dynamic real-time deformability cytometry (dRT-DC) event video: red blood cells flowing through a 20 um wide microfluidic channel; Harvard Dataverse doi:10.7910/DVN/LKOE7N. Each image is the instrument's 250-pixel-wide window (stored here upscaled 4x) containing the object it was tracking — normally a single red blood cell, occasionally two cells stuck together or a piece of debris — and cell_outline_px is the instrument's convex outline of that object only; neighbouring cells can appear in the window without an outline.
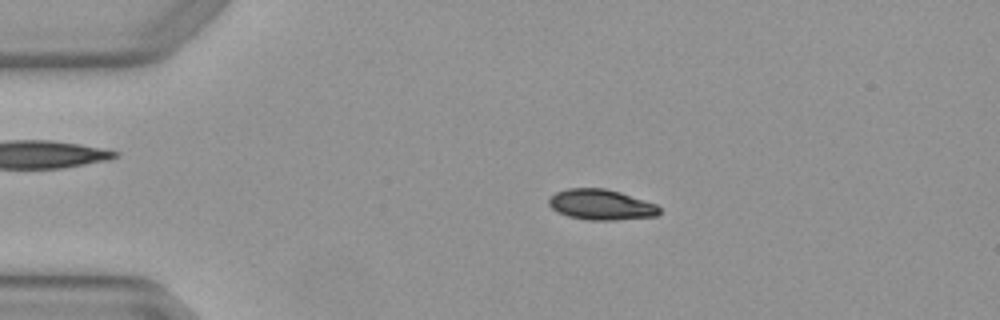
{"species": "Egyptian fruit bat (a non-hibernating species)", "species_latin": "Rousettus aegyptiacus", "temperature_condition": "warm", "stored_images_in_passage": 2, "camera_frame_rate_fps": 3000, "um_per_image_px": 0.085, "animal": {"sex": "female"}, "frame": {"image": 1, "passage_image": 1, "time_ms": 0.0, "image_size_px": [1000, 320], "cell_outline_px": [[660, 212], [656, 216], [616, 220], [588, 220], [568, 216], [556, 212], [548, 204], [548, 196], [556, 192], [568, 188], [604, 188], [620, 192], [656, 204], [660, 208]], "centroid_in_image_um": [51.05, 17.39], "position_along_channel_um": 33.9, "area_um2": 19.77}}